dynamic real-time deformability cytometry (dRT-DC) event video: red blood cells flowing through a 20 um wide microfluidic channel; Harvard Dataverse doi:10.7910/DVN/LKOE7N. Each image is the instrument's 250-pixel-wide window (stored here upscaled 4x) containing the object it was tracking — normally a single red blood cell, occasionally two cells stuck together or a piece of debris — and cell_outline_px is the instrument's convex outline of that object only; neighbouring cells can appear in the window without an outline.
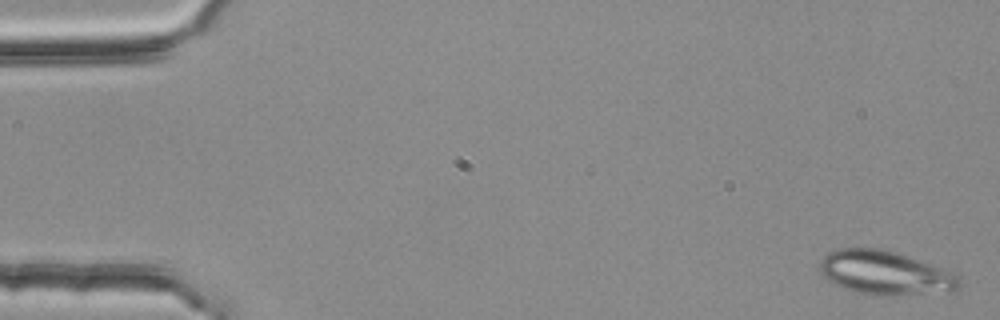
{"species": "common noctule bat (a hibernating species)", "species_latin": "Nyctalus noctula", "temperature_condition": "room temperature", "stored_images_in_passage": 3, "camera_frame_rate_fps": 3000, "um_per_image_px": 0.085, "animal": {"sex": "female", "body_mass_g": 25.1}, "frame": {"image": 1, "passage_image": 1, "time_ms": 0.0, "image_size_px": [1000, 320], "cell_outline_px": [[960, 284], [956, 288], [884, 296], [872, 296], [856, 292], [836, 284], [828, 280], [820, 272], [820, 260], [828, 252], [836, 248], [884, 248], [896, 252], [960, 276]], "centroid_in_image_um": [75.09, 23.16], "position_along_channel_um": 9.9, "area_um2": 34.68}}